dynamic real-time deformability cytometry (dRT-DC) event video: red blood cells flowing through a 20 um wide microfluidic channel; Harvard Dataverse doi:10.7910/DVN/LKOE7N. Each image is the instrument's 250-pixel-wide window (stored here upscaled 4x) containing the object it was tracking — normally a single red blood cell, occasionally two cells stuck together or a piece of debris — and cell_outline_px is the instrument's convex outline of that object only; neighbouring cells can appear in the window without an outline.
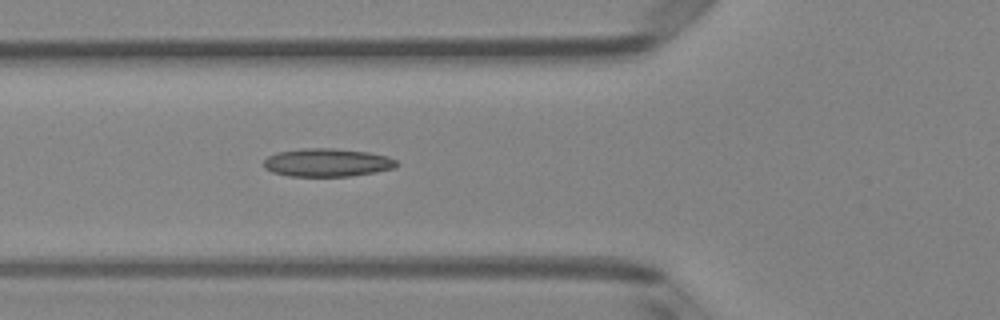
{"species": "Egyptian fruit bat (a non-hibernating species)", "species_latin": "Rousettus aegyptiacus", "temperature_condition": "room temperature", "stored_images_in_passage": 4, "camera_frame_rate_fps": 3000, "um_per_image_px": 0.085, "animal": {"sex": "female"}, "frame": {"image": 1, "passage_image": 4, "time_ms": 1.0, "image_size_px": [1000, 320], "cell_outline_px": [[400, 164], [396, 168], [376, 172], [352, 176], [288, 176], [272, 172], [264, 168], [264, 160], [268, 156], [276, 152], [304, 148], [332, 148], [368, 152], [388, 156], [396, 160]], "centroid_in_image_um": [27.83, 13.82], "position_along_channel_um": 98.0, "area_um2": 22.02}}